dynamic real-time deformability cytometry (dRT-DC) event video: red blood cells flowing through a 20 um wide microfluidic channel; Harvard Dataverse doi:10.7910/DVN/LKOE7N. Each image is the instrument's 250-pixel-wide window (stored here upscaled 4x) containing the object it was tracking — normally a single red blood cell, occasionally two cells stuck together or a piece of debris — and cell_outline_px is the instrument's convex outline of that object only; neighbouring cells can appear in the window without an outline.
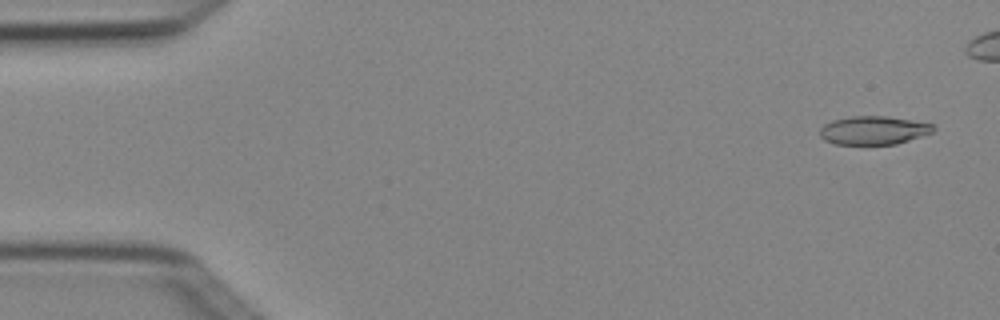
{"species": "Egyptian fruit bat (a non-hibernating species)", "species_latin": "Rousettus aegyptiacus", "temperature_condition": "cold", "stored_images_in_passage": 5, "camera_frame_rate_fps": 3000, "um_per_image_px": 0.085, "animal": {"sex": "female"}, "frame": {"image": 1, "passage_image": 1, "time_ms": 0.0, "image_size_px": [1000, 320], "cell_outline_px": [[936, 128], [932, 132], [896, 144], [836, 144], [824, 140], [820, 136], [820, 128], [824, 124], [832, 120], [852, 116], [888, 116], [932, 124]], "centroid_in_image_um": [74.22, 11.07], "position_along_channel_um": 10.8, "area_um2": 18.67}}